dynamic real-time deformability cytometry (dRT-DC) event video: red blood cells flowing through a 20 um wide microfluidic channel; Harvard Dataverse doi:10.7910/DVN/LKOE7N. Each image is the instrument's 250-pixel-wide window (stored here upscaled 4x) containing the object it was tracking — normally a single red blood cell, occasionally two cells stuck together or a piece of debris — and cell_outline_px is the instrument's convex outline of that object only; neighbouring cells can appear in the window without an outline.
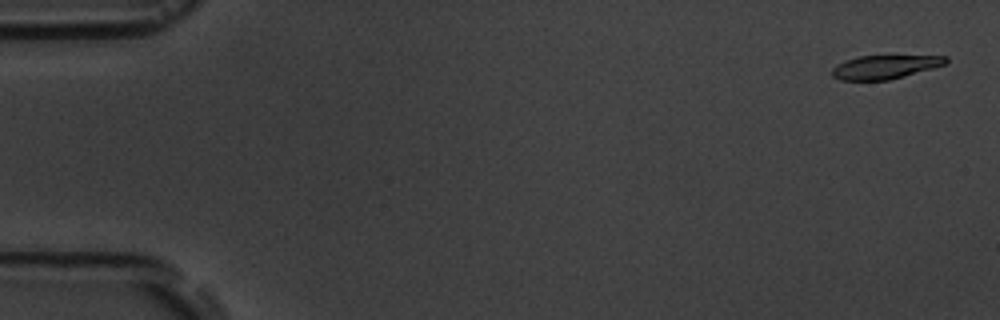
{"species": "common noctule bat (a hibernating species)", "species_latin": "Nyctalus noctula", "temperature_condition": "room temperature", "stored_images_in_passage": 4, "camera_frame_rate_fps": 3000, "um_per_image_px": 0.085, "animal": {"sex": "male", "body_mass_g": 19.5, "forearm_length_mm": 54.6}, "frame": {"image": 1, "passage_image": 1, "time_ms": 0.0, "image_size_px": [1000, 320], "cell_outline_px": [[948, 60], [944, 64], [932, 68], [904, 76], [888, 80], [840, 80], [832, 76], [832, 68], [836, 64], [844, 60], [860, 56], [948, 56]], "centroid_in_image_um": [75.16, 5.69], "position_along_channel_um": 9.8, "area_um2": 15.55}}